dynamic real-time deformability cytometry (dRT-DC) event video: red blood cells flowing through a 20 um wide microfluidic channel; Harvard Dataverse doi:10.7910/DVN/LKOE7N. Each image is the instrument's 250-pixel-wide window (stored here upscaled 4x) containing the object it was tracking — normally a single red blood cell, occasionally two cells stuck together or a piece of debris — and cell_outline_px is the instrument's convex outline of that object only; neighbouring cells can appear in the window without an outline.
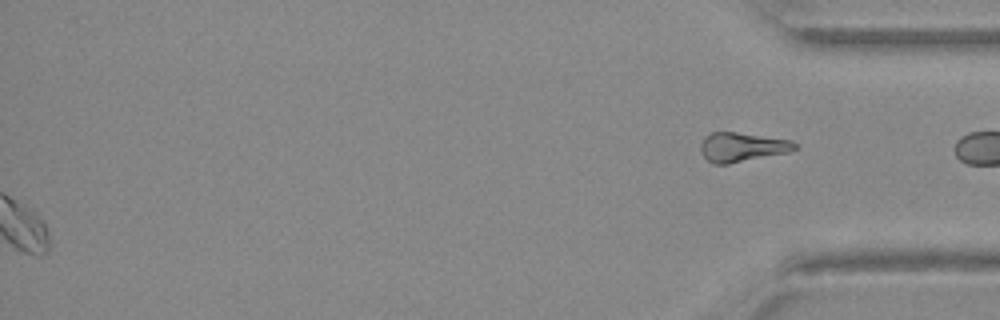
{"species": "Egyptian fruit bat (a non-hibernating species)", "species_latin": "Rousettus aegyptiacus", "temperature_condition": "warm", "stored_images_in_passage": 37, "segment_of_instrument_passage": [2, 2], "camera_frame_rate_fps": 3000, "um_per_image_px": 0.085, "animal": {"sex": "female"}, "frame": {"image": 1, "passage_image": 37, "time_ms": 12.0, "image_size_px": [1000, 320], "cell_outline_px": [[800, 148], [788, 152], [728, 164], [712, 164], [704, 156], [700, 148], [700, 144], [704, 136], [712, 132], [736, 132], [792, 140]], "centroid_in_image_um": [63.07, 12.5], "position_along_channel_um": 372.1, "area_um2": 16.07}}